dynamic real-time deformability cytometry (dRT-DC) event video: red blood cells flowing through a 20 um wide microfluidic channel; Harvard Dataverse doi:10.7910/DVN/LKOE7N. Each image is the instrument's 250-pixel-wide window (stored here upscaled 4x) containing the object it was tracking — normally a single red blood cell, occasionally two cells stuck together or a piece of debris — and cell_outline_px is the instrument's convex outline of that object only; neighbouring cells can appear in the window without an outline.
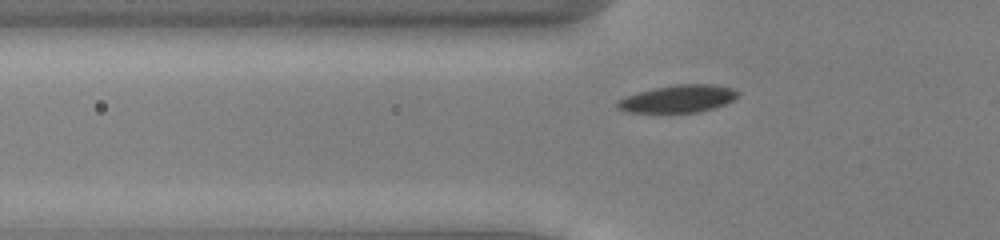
{"species": "common noctule bat (a hibernating species)", "species_latin": "Nyctalus noctula", "temperature_condition": "cold", "stored_images_in_passage": 45, "camera_frame_rate_fps": 3000, "um_per_image_px": 0.085, "animal": {"sex": "male", "body_mass_g": 13.0, "forearm_length_mm": 53.1}, "frame": {"image": 1, "passage_image": 10, "time_ms": 3.0, "image_size_px": [1000, 240], "cell_outline_px": [[740, 96], [724, 104], [700, 112], [624, 112], [616, 108], [616, 100], [636, 92], [676, 84], [712, 84], [732, 88], [740, 92]], "centroid_in_image_um": [57.61, 8.39], "position_along_channel_um": 68.2, "area_um2": 19.36}}
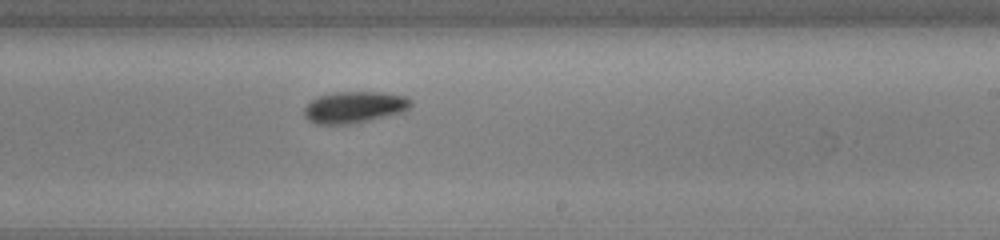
{"frame": {"image": 2, "passage_image": 25, "time_ms": 8.0, "image_size_px": [1000, 240], "cell_outline_px": [[412, 104], [404, 112], [352, 124], [316, 124], [308, 120], [304, 116], [304, 108], [316, 96], [336, 92], [384, 92], [404, 96], [412, 100]], "centroid_in_image_um": [30.12, 9.11], "position_along_channel_um": 258.9, "area_um2": 19.71}}
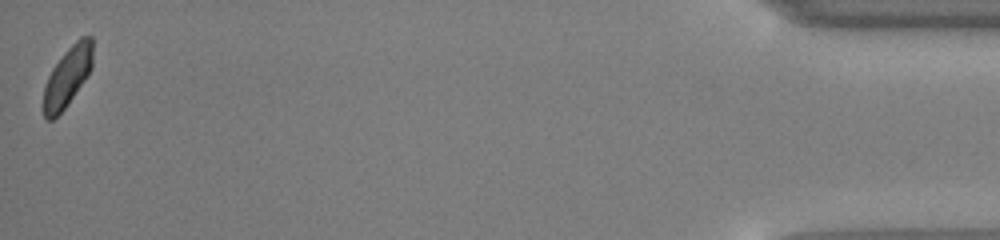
{"frame": {"image": 3, "passage_image": 45, "time_ms": 14.667, "image_size_px": [1000, 240], "cell_outline_px": [[92, 68], [84, 80], [64, 108], [52, 120], [48, 120], [44, 116], [44, 84], [52, 68], [64, 52], [80, 36], [92, 36]], "centroid_in_image_um": [5.73, 6.47], "position_along_channel_um": 429.5, "area_um2": 16.82}, "authors_computed_cell_mechanics": {"area_um2": 18.9584, "velocity_mm_per_s": 3.8585, "shape_relaxation_time_tau1_ms": 3.8013, "shape_relaxation_time_tau2_ms": null, "deformation_change_tau1": 0.078, "deformation_change_tau2": null}}